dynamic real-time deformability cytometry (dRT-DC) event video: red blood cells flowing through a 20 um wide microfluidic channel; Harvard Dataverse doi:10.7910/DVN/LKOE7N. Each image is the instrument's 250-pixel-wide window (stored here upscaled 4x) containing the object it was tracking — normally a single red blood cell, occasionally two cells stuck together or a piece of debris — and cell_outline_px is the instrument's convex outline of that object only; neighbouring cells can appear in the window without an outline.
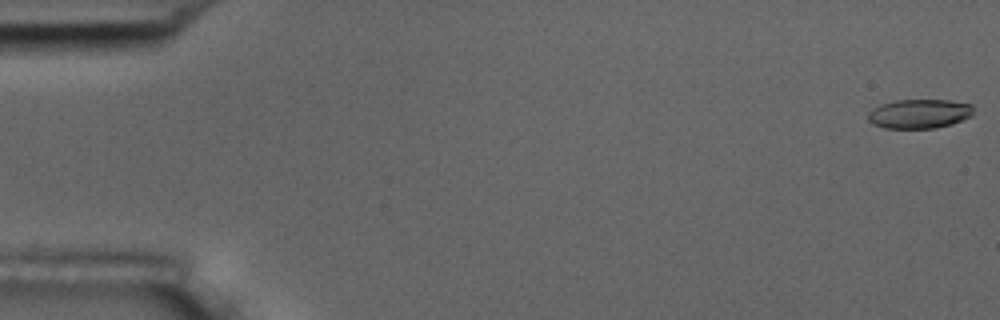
{"species": "common noctule bat (a hibernating species)", "species_latin": "Nyctalus noctula", "temperature_condition": "room temperature", "stored_images_in_passage": 7, "camera_frame_rate_fps": 3000, "um_per_image_px": 0.085, "animal": {"sex": "male", "body_mass_g": 17.5, "forearm_length_mm": 52.3}, "frame": {"image": 1, "passage_image": 1, "time_ms": 0.0, "image_size_px": [1000, 320], "cell_outline_px": [[972, 116], [964, 120], [952, 124], [936, 128], [884, 128], [872, 124], [868, 120], [868, 112], [872, 108], [880, 104], [896, 100], [948, 100], [972, 104]], "centroid_in_image_um": [78.13, 9.67], "position_along_channel_um": 6.9, "area_um2": 18.15}}
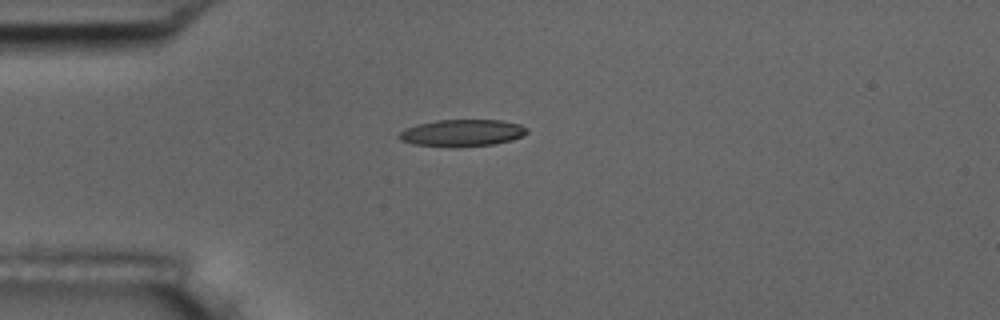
{"frame": {"image": 2, "passage_image": 5, "time_ms": 4.667, "image_size_px": [1000, 320], "cell_outline_px": [[528, 132], [520, 136], [496, 144], [412, 144], [400, 140], [396, 136], [400, 132], [416, 124], [436, 120], [500, 120], [520, 124], [528, 128]], "centroid_in_image_um": [39.28, 11.24], "position_along_channel_um": 45.7, "area_um2": 19.02}}